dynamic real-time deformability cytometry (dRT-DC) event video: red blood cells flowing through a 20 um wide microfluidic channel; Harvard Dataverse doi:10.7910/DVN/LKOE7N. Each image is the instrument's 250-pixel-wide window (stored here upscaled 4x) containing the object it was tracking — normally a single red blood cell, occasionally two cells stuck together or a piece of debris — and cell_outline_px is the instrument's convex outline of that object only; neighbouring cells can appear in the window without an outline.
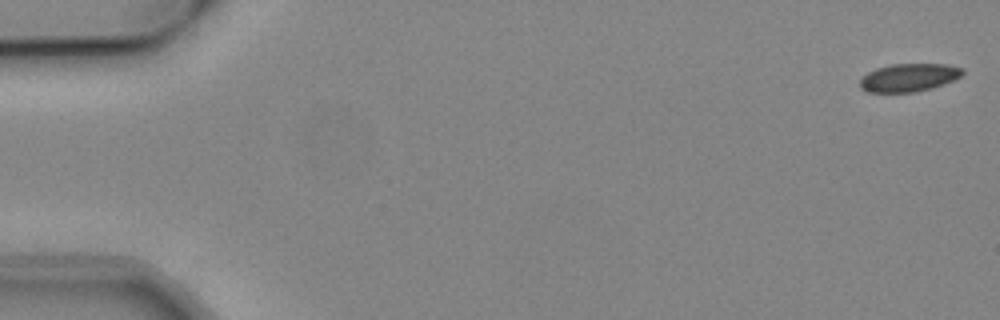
{"species": "common noctule bat (a hibernating species)", "species_latin": "Nyctalus noctula", "temperature_condition": "cold", "stored_images_in_passage": 39, "camera_frame_rate_fps": 3000, "um_per_image_px": 0.085, "animal": {"sex": "male", "body_mass_g": 19.2, "forearm_length_mm": 51.8}, "frame": {"image": 1, "passage_image": 1, "time_ms": 0.0, "image_size_px": [1000, 320], "cell_outline_px": [[964, 72], [960, 76], [944, 84], [932, 88], [916, 92], [868, 92], [860, 88], [860, 80], [868, 72], [876, 68], [892, 64], [948, 64], [964, 68]], "centroid_in_image_um": [77.26, 6.59], "position_along_channel_um": 7.7, "area_um2": 16.76}}
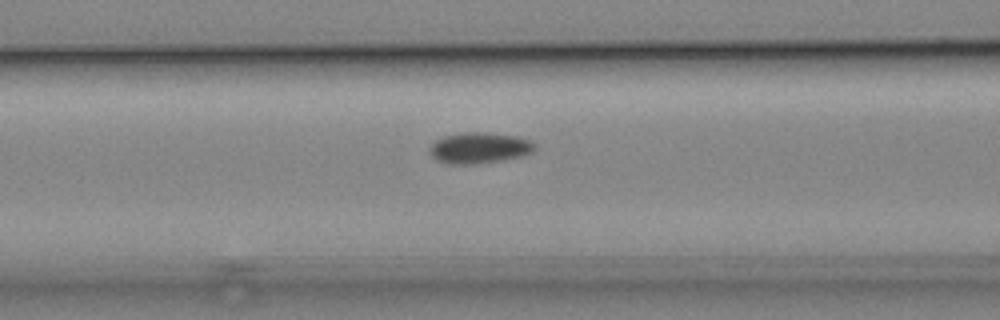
{"frame": {"image": 2, "passage_image": 22, "time_ms": 7.0, "image_size_px": [1000, 320], "cell_outline_px": [[536, 148], [532, 152], [524, 156], [476, 164], [452, 164], [436, 160], [432, 156], [428, 148], [436, 140], [444, 136], [464, 132], [484, 132], [516, 136], [532, 140], [536, 144]], "centroid_in_image_um": [40.77, 12.57], "position_along_channel_um": 125.8, "area_um2": 19.07}}
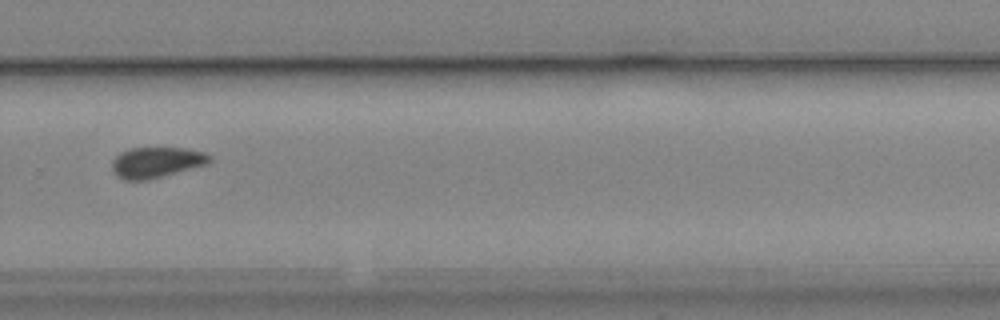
{"frame": {"image": 3, "passage_image": 37, "time_ms": 12.0, "image_size_px": [1000, 320], "cell_outline_px": [[212, 160], [208, 164], [148, 180], [124, 180], [116, 176], [112, 172], [112, 160], [120, 152], [132, 148], [184, 148], [204, 152], [212, 156]], "centroid_in_image_um": [13.29, 13.81], "position_along_channel_um": 316.5, "area_um2": 17.57}}